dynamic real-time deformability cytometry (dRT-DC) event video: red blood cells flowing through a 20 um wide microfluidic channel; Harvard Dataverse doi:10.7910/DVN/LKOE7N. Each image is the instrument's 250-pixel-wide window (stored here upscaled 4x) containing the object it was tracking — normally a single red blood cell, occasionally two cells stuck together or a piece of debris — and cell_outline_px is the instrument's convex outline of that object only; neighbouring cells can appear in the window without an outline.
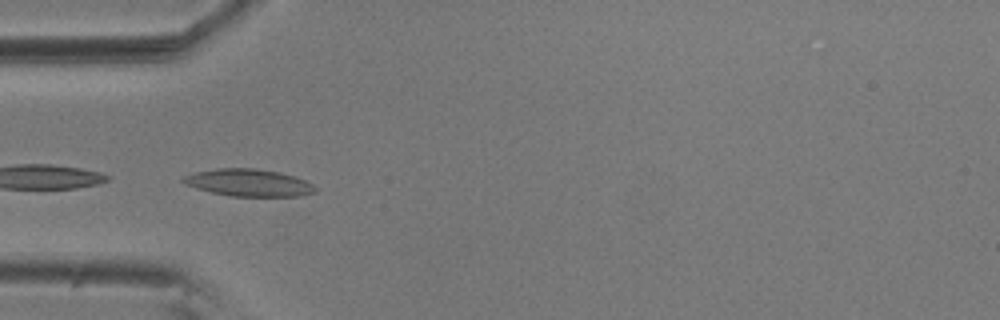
{"species": "common noctule bat (a hibernating species)", "species_latin": "Nyctalus noctula", "temperature_condition": "room temperature", "stored_images_in_passage": 56, "camera_frame_rate_fps": 3000, "um_per_image_px": 0.085, "animal": {"sex": "male", "body_mass_g": 20.5, "forearm_length_mm": 52.5}, "frame": {"image": 1, "passage_image": 17, "time_ms": 5.333, "image_size_px": [1000, 320], "cell_outline_px": [[316, 192], [300, 196], [228, 196], [196, 188], [184, 184], [180, 180], [184, 176], [196, 172], [216, 168], [256, 168], [280, 172], [296, 176], [312, 184], [316, 188]], "centroid_in_image_um": [21.14, 15.52], "position_along_channel_um": 63.9, "area_um2": 21.04}, "authors_computed_cell_mechanics": {"area_um2": 18.9006, "velocity_mm_per_s": 3.5949, "shape_relaxation_time_tau1_ms": 6.4508, "shape_relaxation_time_tau2_ms": 4.5494, "deformation_change_tau1": 0.1448, "deformation_change_tau2": 0.1167}}